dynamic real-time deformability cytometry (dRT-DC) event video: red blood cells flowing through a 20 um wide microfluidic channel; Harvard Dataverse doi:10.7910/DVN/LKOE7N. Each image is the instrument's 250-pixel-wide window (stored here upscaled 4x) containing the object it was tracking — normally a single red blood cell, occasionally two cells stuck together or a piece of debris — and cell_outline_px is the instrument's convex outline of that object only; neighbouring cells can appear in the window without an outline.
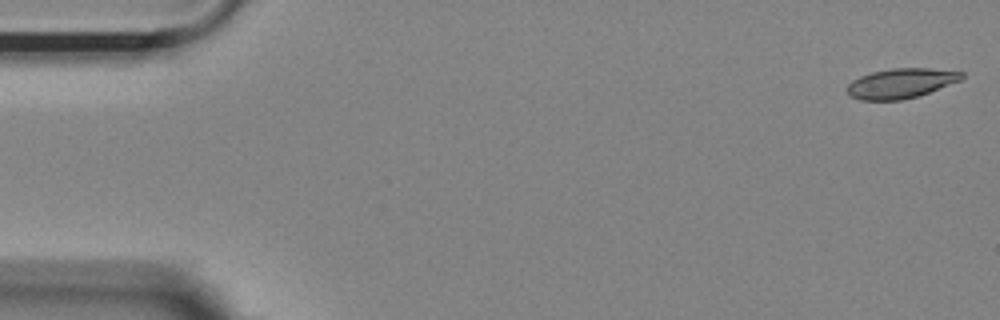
{"species": "Egyptian fruit bat (a non-hibernating species)", "species_latin": "Rousettus aegyptiacus", "temperature_condition": "room temperature", "stored_images_in_passage": 14, "camera_frame_rate_fps": 3000, "um_per_image_px": 0.085, "animal": {"sex": "female"}, "frame": {"image": 1, "passage_image": 1, "time_ms": 0.0, "image_size_px": [1000, 320], "cell_outline_px": [[964, 76], [960, 80], [928, 92], [916, 96], [900, 100], [860, 100], [848, 96], [844, 88], [852, 80], [860, 76], [872, 72], [892, 68], [928, 68], [964, 72]], "centroid_in_image_um": [76.5, 7.08], "position_along_channel_um": 8.5, "area_um2": 19.88}}